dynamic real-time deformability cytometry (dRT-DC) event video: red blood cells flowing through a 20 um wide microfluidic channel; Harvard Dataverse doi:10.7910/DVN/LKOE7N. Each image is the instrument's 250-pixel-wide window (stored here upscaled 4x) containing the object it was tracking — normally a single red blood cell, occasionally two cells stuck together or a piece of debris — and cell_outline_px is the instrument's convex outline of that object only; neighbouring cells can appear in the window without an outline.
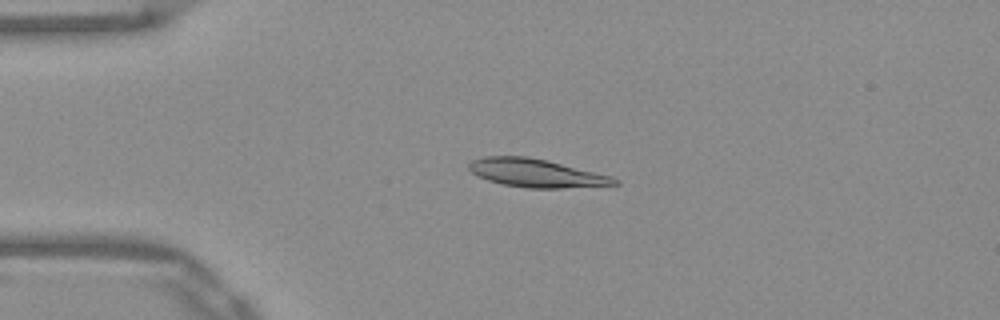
{"species": "Egyptian fruit bat (a non-hibernating species)", "species_latin": "Rousettus aegyptiacus", "temperature_condition": "warm", "stored_images_in_passage": 52, "camera_frame_rate_fps": 3000, "um_per_image_px": 0.085, "frame": {"image": 1, "passage_image": 12, "time_ms": 3.667, "image_size_px": [1000, 320], "cell_outline_px": [[620, 184], [560, 188], [528, 188], [504, 184], [488, 180], [476, 176], [468, 168], [468, 164], [472, 160], [484, 156], [528, 156], [612, 176], [620, 180]], "centroid_in_image_um": [45.55, 14.71], "position_along_channel_um": 39.4, "area_um2": 23.76}}
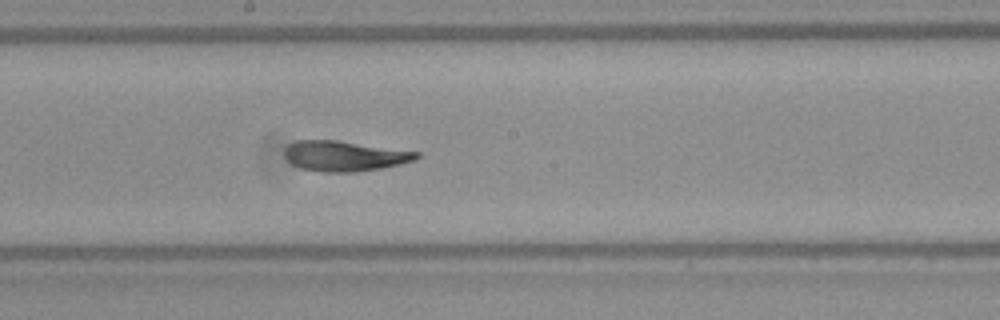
{"frame": {"image": 2, "passage_image": 28, "time_ms": 9.0, "image_size_px": [1000, 320], "cell_outline_px": [[420, 156], [416, 160], [400, 164], [380, 168], [356, 172], [320, 172], [300, 168], [292, 164], [284, 156], [284, 152], [288, 144], [296, 140], [336, 140], [420, 152]], "centroid_in_image_um": [29.27, 13.26], "position_along_channel_um": 218.9, "area_um2": 23.35}}
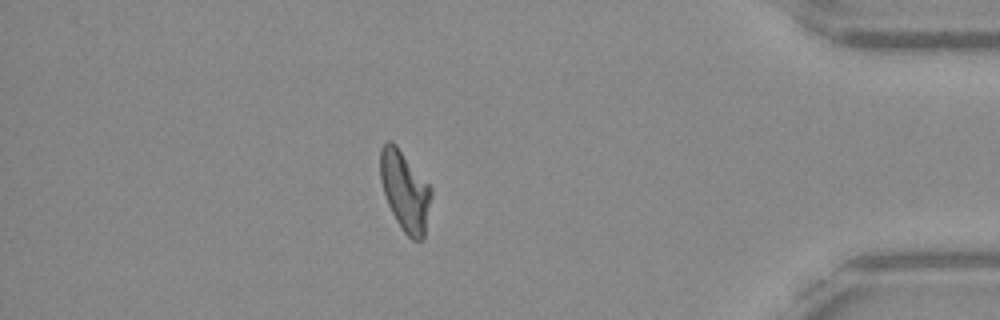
{"frame": {"image": 3, "passage_image": 45, "time_ms": 14.667, "image_size_px": [1000, 320], "cell_outline_px": [[432, 196], [424, 236], [420, 240], [412, 240], [404, 232], [396, 220], [388, 204], [380, 180], [380, 148], [388, 140], [392, 140], [396, 144], [432, 188]], "centroid_in_image_um": [34.42, 16.21], "position_along_channel_um": 400.8, "area_um2": 23.64}, "authors_computed_cell_mechanics": {"area_um2": 23.698, "velocity_mm_per_s": 3.9141, "shape_relaxation_time_tau1_ms": null, "shape_relaxation_time_tau2_ms": 2.9108, "deformation_change_tau1": null, "deformation_change_tau2": 0.1015}}